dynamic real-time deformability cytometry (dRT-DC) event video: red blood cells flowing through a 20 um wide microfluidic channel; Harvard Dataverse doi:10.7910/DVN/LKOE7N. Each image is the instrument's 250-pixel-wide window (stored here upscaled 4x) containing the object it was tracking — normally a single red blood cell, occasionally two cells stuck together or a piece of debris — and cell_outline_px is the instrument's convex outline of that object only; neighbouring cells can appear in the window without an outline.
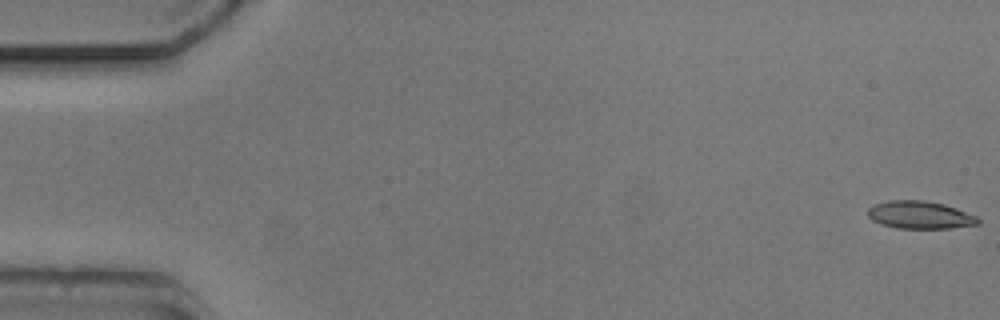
{"species": "common noctule bat (a hibernating species)", "species_latin": "Nyctalus noctula", "temperature_condition": "cold", "stored_images_in_passage": 16, "camera_frame_rate_fps": 3000, "um_per_image_px": 0.085, "animal": {"sex": "male", "body_mass_g": 20.5, "forearm_length_mm": 52.5}, "frame": {"image": 1, "passage_image": 1, "time_ms": 0.0, "image_size_px": [1000, 320], "cell_outline_px": [[980, 224], [948, 228], [896, 228], [880, 224], [872, 220], [868, 216], [868, 208], [872, 204], [888, 200], [924, 200], [944, 204], [980, 216]], "centroid_in_image_um": [78.2, 18.26], "position_along_channel_um": 6.8, "area_um2": 18.03}}
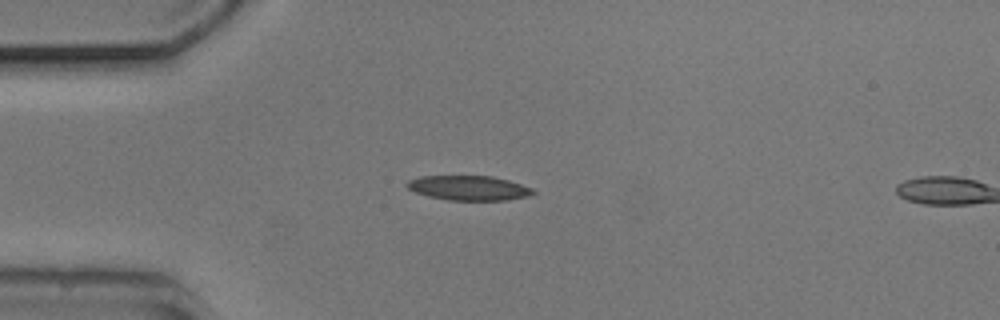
{"frame": {"image": 2, "passage_image": 14, "time_ms": 4.333, "image_size_px": [1000, 320], "cell_outline_px": [[536, 192], [528, 196], [508, 200], [448, 200], [428, 196], [416, 192], [408, 188], [404, 184], [408, 180], [420, 176], [492, 176], [508, 180], [532, 188]], "centroid_in_image_um": [39.83, 15.97], "position_along_channel_um": 45.2, "area_um2": 18.09}}